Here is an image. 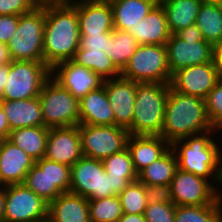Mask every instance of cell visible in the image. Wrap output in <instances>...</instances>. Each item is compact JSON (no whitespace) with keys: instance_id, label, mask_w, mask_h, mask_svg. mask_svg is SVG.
Segmentation results:
<instances>
[{"instance_id":"8992f818","label":"cell","mask_w":222,"mask_h":222,"mask_svg":"<svg viewBox=\"0 0 222 222\" xmlns=\"http://www.w3.org/2000/svg\"><path fill=\"white\" fill-rule=\"evenodd\" d=\"M120 188L105 172L102 160L83 156L71 166L70 193L96 200L118 195Z\"/></svg>"},{"instance_id":"f5cc1de1","label":"cell","mask_w":222,"mask_h":222,"mask_svg":"<svg viewBox=\"0 0 222 222\" xmlns=\"http://www.w3.org/2000/svg\"><path fill=\"white\" fill-rule=\"evenodd\" d=\"M90 2H96V3H109L111 4L112 2L116 1V0H87Z\"/></svg>"},{"instance_id":"816d5d0a","label":"cell","mask_w":222,"mask_h":222,"mask_svg":"<svg viewBox=\"0 0 222 222\" xmlns=\"http://www.w3.org/2000/svg\"><path fill=\"white\" fill-rule=\"evenodd\" d=\"M220 184L222 186V154H221V157H220L219 174H218V186Z\"/></svg>"},{"instance_id":"30bf717a","label":"cell","mask_w":222,"mask_h":222,"mask_svg":"<svg viewBox=\"0 0 222 222\" xmlns=\"http://www.w3.org/2000/svg\"><path fill=\"white\" fill-rule=\"evenodd\" d=\"M71 167L41 158L35 161L23 184L48 204L62 193H69Z\"/></svg>"},{"instance_id":"6da1fadb","label":"cell","mask_w":222,"mask_h":222,"mask_svg":"<svg viewBox=\"0 0 222 222\" xmlns=\"http://www.w3.org/2000/svg\"><path fill=\"white\" fill-rule=\"evenodd\" d=\"M43 62L50 68L73 58L80 45L76 7L73 4L45 5Z\"/></svg>"},{"instance_id":"bcb514c9","label":"cell","mask_w":222,"mask_h":222,"mask_svg":"<svg viewBox=\"0 0 222 222\" xmlns=\"http://www.w3.org/2000/svg\"><path fill=\"white\" fill-rule=\"evenodd\" d=\"M9 69L10 63L0 65V95L6 85V81L8 80Z\"/></svg>"},{"instance_id":"7bdbcfd3","label":"cell","mask_w":222,"mask_h":222,"mask_svg":"<svg viewBox=\"0 0 222 222\" xmlns=\"http://www.w3.org/2000/svg\"><path fill=\"white\" fill-rule=\"evenodd\" d=\"M176 35L185 41H187V39H191L195 40V42H206L195 24L183 30H180L176 33Z\"/></svg>"},{"instance_id":"ba28073f","label":"cell","mask_w":222,"mask_h":222,"mask_svg":"<svg viewBox=\"0 0 222 222\" xmlns=\"http://www.w3.org/2000/svg\"><path fill=\"white\" fill-rule=\"evenodd\" d=\"M121 77L138 83H170L166 45H139Z\"/></svg>"},{"instance_id":"9a60e30c","label":"cell","mask_w":222,"mask_h":222,"mask_svg":"<svg viewBox=\"0 0 222 222\" xmlns=\"http://www.w3.org/2000/svg\"><path fill=\"white\" fill-rule=\"evenodd\" d=\"M217 82L216 65L213 60L178 70L172 75L170 86L179 93L205 99Z\"/></svg>"},{"instance_id":"681fc988","label":"cell","mask_w":222,"mask_h":222,"mask_svg":"<svg viewBox=\"0 0 222 222\" xmlns=\"http://www.w3.org/2000/svg\"><path fill=\"white\" fill-rule=\"evenodd\" d=\"M5 213V187L0 188V222H4Z\"/></svg>"},{"instance_id":"484cf974","label":"cell","mask_w":222,"mask_h":222,"mask_svg":"<svg viewBox=\"0 0 222 222\" xmlns=\"http://www.w3.org/2000/svg\"><path fill=\"white\" fill-rule=\"evenodd\" d=\"M156 4L155 0H116L112 2L114 29L121 31L133 29Z\"/></svg>"},{"instance_id":"2e32d148","label":"cell","mask_w":222,"mask_h":222,"mask_svg":"<svg viewBox=\"0 0 222 222\" xmlns=\"http://www.w3.org/2000/svg\"><path fill=\"white\" fill-rule=\"evenodd\" d=\"M104 88L114 113L115 125L127 129L132 135L137 82L120 76L104 80Z\"/></svg>"},{"instance_id":"9c48e42d","label":"cell","mask_w":222,"mask_h":222,"mask_svg":"<svg viewBox=\"0 0 222 222\" xmlns=\"http://www.w3.org/2000/svg\"><path fill=\"white\" fill-rule=\"evenodd\" d=\"M50 77L51 69L44 62L12 60L0 98L23 100L38 97Z\"/></svg>"},{"instance_id":"ac0fdd59","label":"cell","mask_w":222,"mask_h":222,"mask_svg":"<svg viewBox=\"0 0 222 222\" xmlns=\"http://www.w3.org/2000/svg\"><path fill=\"white\" fill-rule=\"evenodd\" d=\"M51 76L78 100L101 87L104 82L98 74L72 60L58 63L51 69Z\"/></svg>"},{"instance_id":"74e56055","label":"cell","mask_w":222,"mask_h":222,"mask_svg":"<svg viewBox=\"0 0 222 222\" xmlns=\"http://www.w3.org/2000/svg\"><path fill=\"white\" fill-rule=\"evenodd\" d=\"M176 206L173 203H150L144 212L146 222H174Z\"/></svg>"},{"instance_id":"277c9868","label":"cell","mask_w":222,"mask_h":222,"mask_svg":"<svg viewBox=\"0 0 222 222\" xmlns=\"http://www.w3.org/2000/svg\"><path fill=\"white\" fill-rule=\"evenodd\" d=\"M170 83H138L132 117V135L160 136Z\"/></svg>"},{"instance_id":"4fadbf2b","label":"cell","mask_w":222,"mask_h":222,"mask_svg":"<svg viewBox=\"0 0 222 222\" xmlns=\"http://www.w3.org/2000/svg\"><path fill=\"white\" fill-rule=\"evenodd\" d=\"M213 183L193 173L176 169L170 183L172 200L175 206H201L213 204L216 187Z\"/></svg>"},{"instance_id":"4316f807","label":"cell","mask_w":222,"mask_h":222,"mask_svg":"<svg viewBox=\"0 0 222 222\" xmlns=\"http://www.w3.org/2000/svg\"><path fill=\"white\" fill-rule=\"evenodd\" d=\"M195 25L203 39L213 47L222 42V2L219 0L203 1L196 16Z\"/></svg>"},{"instance_id":"d6986e66","label":"cell","mask_w":222,"mask_h":222,"mask_svg":"<svg viewBox=\"0 0 222 222\" xmlns=\"http://www.w3.org/2000/svg\"><path fill=\"white\" fill-rule=\"evenodd\" d=\"M80 36L109 33L114 30L111 4L76 0Z\"/></svg>"},{"instance_id":"db71d44e","label":"cell","mask_w":222,"mask_h":222,"mask_svg":"<svg viewBox=\"0 0 222 222\" xmlns=\"http://www.w3.org/2000/svg\"><path fill=\"white\" fill-rule=\"evenodd\" d=\"M157 4H161L162 2L166 1V0H155Z\"/></svg>"},{"instance_id":"7a4b0ae2","label":"cell","mask_w":222,"mask_h":222,"mask_svg":"<svg viewBox=\"0 0 222 222\" xmlns=\"http://www.w3.org/2000/svg\"><path fill=\"white\" fill-rule=\"evenodd\" d=\"M212 129L204 99L179 93L170 86L160 136L171 145L176 140Z\"/></svg>"},{"instance_id":"11a10c76","label":"cell","mask_w":222,"mask_h":222,"mask_svg":"<svg viewBox=\"0 0 222 222\" xmlns=\"http://www.w3.org/2000/svg\"><path fill=\"white\" fill-rule=\"evenodd\" d=\"M3 187H5V185L3 184V182L0 179V188H3Z\"/></svg>"},{"instance_id":"d4e9b609","label":"cell","mask_w":222,"mask_h":222,"mask_svg":"<svg viewBox=\"0 0 222 222\" xmlns=\"http://www.w3.org/2000/svg\"><path fill=\"white\" fill-rule=\"evenodd\" d=\"M170 147L162 136L130 135L127 142L137 173L161 157Z\"/></svg>"},{"instance_id":"4dcf8cb0","label":"cell","mask_w":222,"mask_h":222,"mask_svg":"<svg viewBox=\"0 0 222 222\" xmlns=\"http://www.w3.org/2000/svg\"><path fill=\"white\" fill-rule=\"evenodd\" d=\"M217 200L201 206H176L174 222H222V191L216 186Z\"/></svg>"},{"instance_id":"ab89813d","label":"cell","mask_w":222,"mask_h":222,"mask_svg":"<svg viewBox=\"0 0 222 222\" xmlns=\"http://www.w3.org/2000/svg\"><path fill=\"white\" fill-rule=\"evenodd\" d=\"M145 195L147 204L150 203H173L170 185H146Z\"/></svg>"},{"instance_id":"603a6c76","label":"cell","mask_w":222,"mask_h":222,"mask_svg":"<svg viewBox=\"0 0 222 222\" xmlns=\"http://www.w3.org/2000/svg\"><path fill=\"white\" fill-rule=\"evenodd\" d=\"M47 222H90L87 198L73 193H62L48 204Z\"/></svg>"},{"instance_id":"f546056e","label":"cell","mask_w":222,"mask_h":222,"mask_svg":"<svg viewBox=\"0 0 222 222\" xmlns=\"http://www.w3.org/2000/svg\"><path fill=\"white\" fill-rule=\"evenodd\" d=\"M177 168V158L170 147L161 157L142 169L137 180L146 185H170Z\"/></svg>"},{"instance_id":"8fae6325","label":"cell","mask_w":222,"mask_h":222,"mask_svg":"<svg viewBox=\"0 0 222 222\" xmlns=\"http://www.w3.org/2000/svg\"><path fill=\"white\" fill-rule=\"evenodd\" d=\"M84 157L103 160L127 148L130 133L116 125L79 124Z\"/></svg>"},{"instance_id":"ee69618b","label":"cell","mask_w":222,"mask_h":222,"mask_svg":"<svg viewBox=\"0 0 222 222\" xmlns=\"http://www.w3.org/2000/svg\"><path fill=\"white\" fill-rule=\"evenodd\" d=\"M214 62L216 65L218 81L222 82V42L214 47Z\"/></svg>"},{"instance_id":"8d00e7d4","label":"cell","mask_w":222,"mask_h":222,"mask_svg":"<svg viewBox=\"0 0 222 222\" xmlns=\"http://www.w3.org/2000/svg\"><path fill=\"white\" fill-rule=\"evenodd\" d=\"M208 119L216 130L222 129V82L218 81L204 99Z\"/></svg>"},{"instance_id":"836d02e7","label":"cell","mask_w":222,"mask_h":222,"mask_svg":"<svg viewBox=\"0 0 222 222\" xmlns=\"http://www.w3.org/2000/svg\"><path fill=\"white\" fill-rule=\"evenodd\" d=\"M138 46V42L129 32L114 29L108 40L106 53L114 65L122 71Z\"/></svg>"},{"instance_id":"5b68a950","label":"cell","mask_w":222,"mask_h":222,"mask_svg":"<svg viewBox=\"0 0 222 222\" xmlns=\"http://www.w3.org/2000/svg\"><path fill=\"white\" fill-rule=\"evenodd\" d=\"M45 5L19 17L18 27L7 44L12 60L43 62Z\"/></svg>"},{"instance_id":"f907efd6","label":"cell","mask_w":222,"mask_h":222,"mask_svg":"<svg viewBox=\"0 0 222 222\" xmlns=\"http://www.w3.org/2000/svg\"><path fill=\"white\" fill-rule=\"evenodd\" d=\"M76 0H36L38 5H48V4H72Z\"/></svg>"},{"instance_id":"cb8c5ba5","label":"cell","mask_w":222,"mask_h":222,"mask_svg":"<svg viewBox=\"0 0 222 222\" xmlns=\"http://www.w3.org/2000/svg\"><path fill=\"white\" fill-rule=\"evenodd\" d=\"M11 131L18 128L45 126L39 97L23 100H1Z\"/></svg>"},{"instance_id":"f1b7e54d","label":"cell","mask_w":222,"mask_h":222,"mask_svg":"<svg viewBox=\"0 0 222 222\" xmlns=\"http://www.w3.org/2000/svg\"><path fill=\"white\" fill-rule=\"evenodd\" d=\"M48 132L45 126L18 128L10 131L8 140L36 161L44 158Z\"/></svg>"},{"instance_id":"7402d4cb","label":"cell","mask_w":222,"mask_h":222,"mask_svg":"<svg viewBox=\"0 0 222 222\" xmlns=\"http://www.w3.org/2000/svg\"><path fill=\"white\" fill-rule=\"evenodd\" d=\"M80 122L84 125H115V117L104 88L92 90L79 100Z\"/></svg>"},{"instance_id":"d6a6232c","label":"cell","mask_w":222,"mask_h":222,"mask_svg":"<svg viewBox=\"0 0 222 222\" xmlns=\"http://www.w3.org/2000/svg\"><path fill=\"white\" fill-rule=\"evenodd\" d=\"M102 162L105 172L121 187L137 181L138 173L134 169L128 148L104 158Z\"/></svg>"},{"instance_id":"e0dca14e","label":"cell","mask_w":222,"mask_h":222,"mask_svg":"<svg viewBox=\"0 0 222 222\" xmlns=\"http://www.w3.org/2000/svg\"><path fill=\"white\" fill-rule=\"evenodd\" d=\"M44 157L69 167L82 158L79 125L49 128Z\"/></svg>"},{"instance_id":"e575fe53","label":"cell","mask_w":222,"mask_h":222,"mask_svg":"<svg viewBox=\"0 0 222 222\" xmlns=\"http://www.w3.org/2000/svg\"><path fill=\"white\" fill-rule=\"evenodd\" d=\"M88 202L90 222H117L123 215L118 195Z\"/></svg>"},{"instance_id":"7dc6e473","label":"cell","mask_w":222,"mask_h":222,"mask_svg":"<svg viewBox=\"0 0 222 222\" xmlns=\"http://www.w3.org/2000/svg\"><path fill=\"white\" fill-rule=\"evenodd\" d=\"M117 222H146V220L144 214L123 213L122 217Z\"/></svg>"},{"instance_id":"83f0119b","label":"cell","mask_w":222,"mask_h":222,"mask_svg":"<svg viewBox=\"0 0 222 222\" xmlns=\"http://www.w3.org/2000/svg\"><path fill=\"white\" fill-rule=\"evenodd\" d=\"M203 0H166L161 3L168 28L171 34H176L196 23V16Z\"/></svg>"},{"instance_id":"5bb4252c","label":"cell","mask_w":222,"mask_h":222,"mask_svg":"<svg viewBox=\"0 0 222 222\" xmlns=\"http://www.w3.org/2000/svg\"><path fill=\"white\" fill-rule=\"evenodd\" d=\"M167 63L171 75L180 69L212 62L214 59V47L208 42L187 41L171 34L166 42Z\"/></svg>"},{"instance_id":"c3c4849f","label":"cell","mask_w":222,"mask_h":222,"mask_svg":"<svg viewBox=\"0 0 222 222\" xmlns=\"http://www.w3.org/2000/svg\"><path fill=\"white\" fill-rule=\"evenodd\" d=\"M11 62L12 59L7 44L0 43V65L9 64Z\"/></svg>"},{"instance_id":"f35d334b","label":"cell","mask_w":222,"mask_h":222,"mask_svg":"<svg viewBox=\"0 0 222 222\" xmlns=\"http://www.w3.org/2000/svg\"><path fill=\"white\" fill-rule=\"evenodd\" d=\"M36 6V0H0V15H22Z\"/></svg>"},{"instance_id":"d590c367","label":"cell","mask_w":222,"mask_h":222,"mask_svg":"<svg viewBox=\"0 0 222 222\" xmlns=\"http://www.w3.org/2000/svg\"><path fill=\"white\" fill-rule=\"evenodd\" d=\"M123 213L144 214L147 207L145 187L138 180L122 186L118 194Z\"/></svg>"},{"instance_id":"60d3db41","label":"cell","mask_w":222,"mask_h":222,"mask_svg":"<svg viewBox=\"0 0 222 222\" xmlns=\"http://www.w3.org/2000/svg\"><path fill=\"white\" fill-rule=\"evenodd\" d=\"M111 36L112 32L91 36H80V45L78 49L106 52L108 40Z\"/></svg>"},{"instance_id":"ffe728a7","label":"cell","mask_w":222,"mask_h":222,"mask_svg":"<svg viewBox=\"0 0 222 222\" xmlns=\"http://www.w3.org/2000/svg\"><path fill=\"white\" fill-rule=\"evenodd\" d=\"M35 160L8 139L0 141V179L3 184H23Z\"/></svg>"},{"instance_id":"7c38bea8","label":"cell","mask_w":222,"mask_h":222,"mask_svg":"<svg viewBox=\"0 0 222 222\" xmlns=\"http://www.w3.org/2000/svg\"><path fill=\"white\" fill-rule=\"evenodd\" d=\"M48 203L24 184L5 186L4 222H47Z\"/></svg>"},{"instance_id":"1f68e13d","label":"cell","mask_w":222,"mask_h":222,"mask_svg":"<svg viewBox=\"0 0 222 222\" xmlns=\"http://www.w3.org/2000/svg\"><path fill=\"white\" fill-rule=\"evenodd\" d=\"M71 60L90 69L104 80L121 76V71L114 65L106 52L78 49Z\"/></svg>"},{"instance_id":"f6af8a7d","label":"cell","mask_w":222,"mask_h":222,"mask_svg":"<svg viewBox=\"0 0 222 222\" xmlns=\"http://www.w3.org/2000/svg\"><path fill=\"white\" fill-rule=\"evenodd\" d=\"M10 126L8 124L6 115L0 106V141L8 139L9 134H10Z\"/></svg>"},{"instance_id":"b9f144b4","label":"cell","mask_w":222,"mask_h":222,"mask_svg":"<svg viewBox=\"0 0 222 222\" xmlns=\"http://www.w3.org/2000/svg\"><path fill=\"white\" fill-rule=\"evenodd\" d=\"M20 15H0V43L8 44L17 30Z\"/></svg>"},{"instance_id":"52a82bcc","label":"cell","mask_w":222,"mask_h":222,"mask_svg":"<svg viewBox=\"0 0 222 222\" xmlns=\"http://www.w3.org/2000/svg\"><path fill=\"white\" fill-rule=\"evenodd\" d=\"M38 97L45 127L59 128L79 125V100L52 76L45 82Z\"/></svg>"},{"instance_id":"44dd1931","label":"cell","mask_w":222,"mask_h":222,"mask_svg":"<svg viewBox=\"0 0 222 222\" xmlns=\"http://www.w3.org/2000/svg\"><path fill=\"white\" fill-rule=\"evenodd\" d=\"M127 32L139 45H166L171 36L161 4H156L143 20Z\"/></svg>"},{"instance_id":"3957f363","label":"cell","mask_w":222,"mask_h":222,"mask_svg":"<svg viewBox=\"0 0 222 222\" xmlns=\"http://www.w3.org/2000/svg\"><path fill=\"white\" fill-rule=\"evenodd\" d=\"M216 129L176 140L171 144L178 168L193 173L206 180L218 182L220 157L222 147L215 141ZM211 135V136H210ZM214 137V138H212ZM221 148V149H220Z\"/></svg>"}]
</instances>
